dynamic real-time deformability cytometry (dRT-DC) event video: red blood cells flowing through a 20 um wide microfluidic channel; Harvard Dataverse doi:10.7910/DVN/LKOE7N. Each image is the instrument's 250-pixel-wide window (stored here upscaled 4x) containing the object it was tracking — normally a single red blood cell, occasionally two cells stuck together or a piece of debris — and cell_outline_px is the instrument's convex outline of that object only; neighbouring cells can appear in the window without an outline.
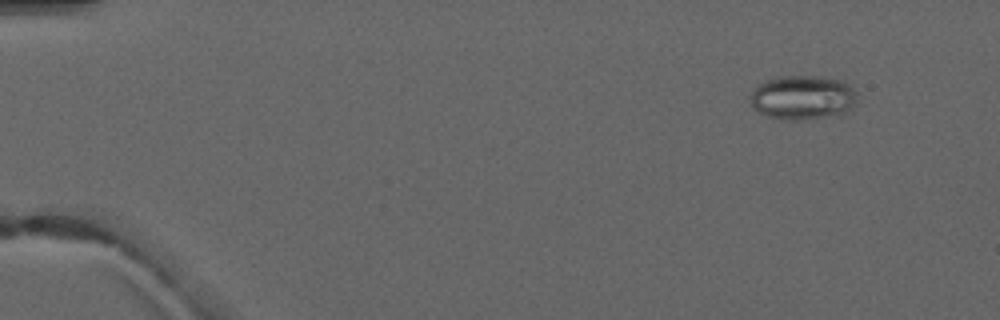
{"species": "common noctule bat (a hibernating species)", "species_latin": "Nyctalus noctula", "temperature_condition": "warm", "stored_images_in_passage": 4, "camera_frame_rate_fps": 3000, "um_per_image_px": 0.085, "animal": {"sex": "male", "forearm_length_mm": 52.5}, "frame": {"image": 1, "passage_image": 2, "time_ms": 1.333, "image_size_px": [1000, 320], "cell_outline_px": [[856, 104], [844, 116], [804, 120], [780, 120], [768, 116], [752, 108], [748, 96], [752, 88], [756, 84], [780, 76], [820, 76], [844, 80], [856, 92]], "centroid_in_image_um": [68.24, 8.31], "position_along_channel_um": 16.8, "area_um2": 28.61}}